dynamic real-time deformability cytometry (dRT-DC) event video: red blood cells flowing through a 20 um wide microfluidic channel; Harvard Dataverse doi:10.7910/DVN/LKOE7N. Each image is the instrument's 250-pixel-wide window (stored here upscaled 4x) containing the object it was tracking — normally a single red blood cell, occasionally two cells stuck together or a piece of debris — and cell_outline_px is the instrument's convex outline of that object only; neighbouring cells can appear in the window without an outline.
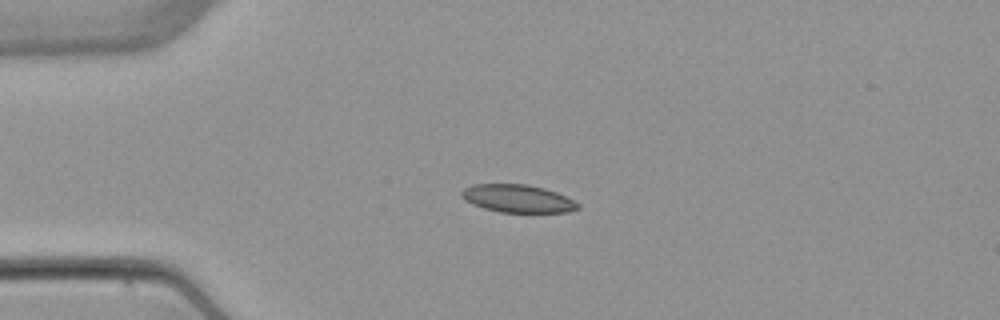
{"species": "common noctule bat (a hibernating species)", "species_latin": "Nyctalus noctula", "temperature_condition": "warm", "stored_images_in_passage": 4, "camera_frame_rate_fps": 3000, "um_per_image_px": 0.085, "animal": {"sex": "female", "body_mass_g": 22.7, "forearm_length_mm": 54.2}, "frame": {"image": 1, "passage_image": 3, "time_ms": 3.333, "image_size_px": [1000, 320], "cell_outline_px": [[580, 208], [568, 212], [500, 212], [484, 208], [472, 204], [464, 200], [460, 196], [460, 192], [464, 188], [472, 184], [528, 184], [544, 188], [556, 192], [580, 204]], "centroid_in_image_um": [43.97, 16.87], "position_along_channel_um": 41.0, "area_um2": 18.9}}